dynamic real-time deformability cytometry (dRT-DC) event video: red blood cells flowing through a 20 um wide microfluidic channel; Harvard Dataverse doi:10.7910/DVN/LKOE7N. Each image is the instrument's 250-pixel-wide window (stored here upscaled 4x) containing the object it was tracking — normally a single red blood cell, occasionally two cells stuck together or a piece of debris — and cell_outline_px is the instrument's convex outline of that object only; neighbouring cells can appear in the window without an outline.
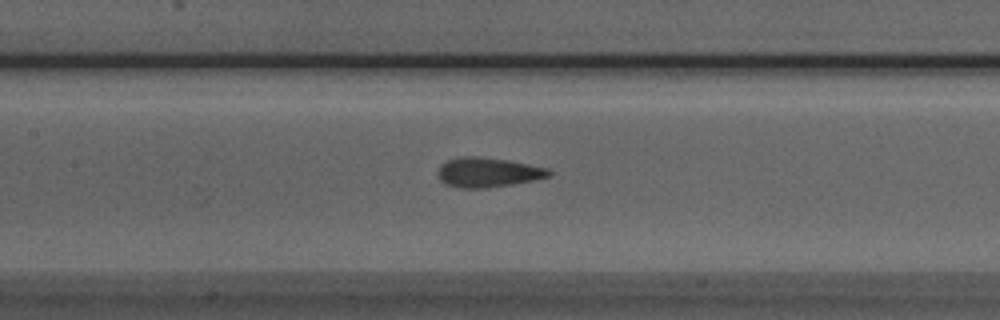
{"species": "Egyptian fruit bat (a non-hibernating species)", "species_latin": "Rousettus aegyptiacus", "temperature_condition": "room temperature", "stored_images_in_passage": 45, "camera_frame_rate_fps": 3000, "um_per_image_px": 0.085, "animal": {"sex": "male"}, "frame": {"image": 1, "passage_image": 23, "time_ms": 7.333, "image_size_px": [1000, 320], "cell_outline_px": [[552, 176], [536, 180], [488, 188], [460, 188], [444, 184], [440, 180], [436, 172], [440, 164], [448, 160], [460, 156], [476, 156], [508, 160], [548, 168], [552, 172]], "centroid_in_image_um": [41.46, 14.65], "position_along_channel_um": 165.9, "area_um2": 19.48}}
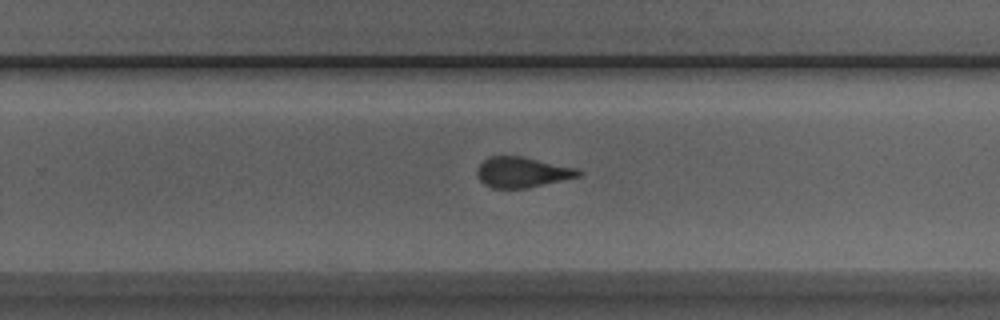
{"frame": {"image": 2, "passage_image": 32, "time_ms": 10.333, "image_size_px": [1000, 320], "cell_outline_px": [[584, 172], [580, 176], [528, 188], [492, 188], [484, 184], [476, 176], [476, 168], [488, 156], [520, 156], [580, 168]], "centroid_in_image_um": [44.4, 14.64], "position_along_channel_um": 285.4, "area_um2": 18.21}}
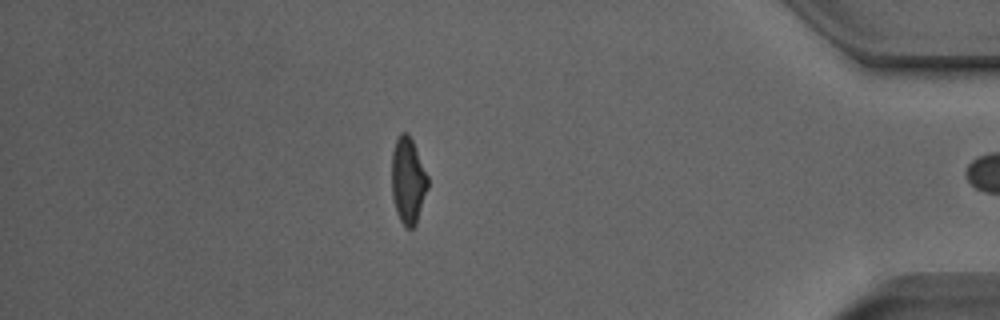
{"frame": {"image": 3, "passage_image": 44, "time_ms": 14.333, "image_size_px": [1000, 320], "cell_outline_px": [[428, 188], [416, 224], [412, 228], [404, 228], [396, 212], [392, 196], [392, 152], [396, 140], [400, 132], [408, 132], [412, 140], [428, 176]], "centroid_in_image_um": [34.68, 15.36], "position_along_channel_um": 400.5, "area_um2": 18.21}, "authors_computed_cell_mechanics": {"area_um2": 19.2474, "velocity_mm_per_s": 4.0089, "shape_relaxation_time_tau1_ms": 9.1167, "shape_relaxation_time_tau2_ms": 1.2221, "deformation_change_tau1": 0.1988, "deformation_change_tau2": 0.1026}}